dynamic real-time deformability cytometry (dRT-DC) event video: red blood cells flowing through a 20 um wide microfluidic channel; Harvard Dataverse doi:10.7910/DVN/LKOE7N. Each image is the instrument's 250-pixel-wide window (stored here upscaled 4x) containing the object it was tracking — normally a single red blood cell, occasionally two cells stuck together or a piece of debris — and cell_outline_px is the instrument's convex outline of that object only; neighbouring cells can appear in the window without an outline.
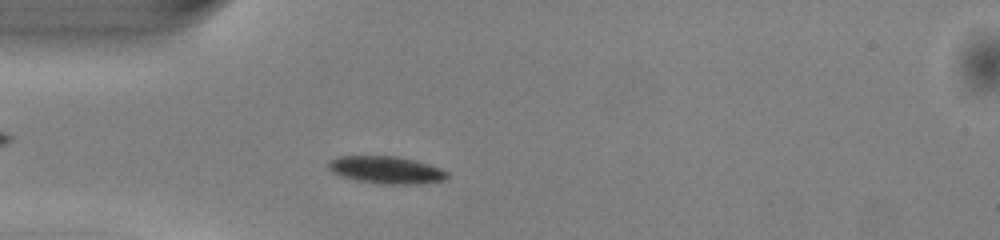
{"species": "common noctule bat (a hibernating species)", "species_latin": "Nyctalus noctula", "temperature_condition": "warm", "stored_images_in_passage": 44, "camera_frame_rate_fps": 3000, "um_per_image_px": 0.085, "animal": {"sex": "male", "body_mass_g": 13.0, "forearm_length_mm": 53.1}, "frame": {"image": 1, "passage_image": 8, "time_ms": 2.333, "image_size_px": [1000, 240], "cell_outline_px": [[448, 176], [444, 180], [420, 184], [380, 184], [356, 180], [340, 176], [332, 172], [328, 168], [328, 160], [340, 156], [396, 156], [416, 160], [440, 168], [448, 172]], "centroid_in_image_um": [32.82, 14.44], "position_along_channel_um": 52.2, "area_um2": 19.07}}
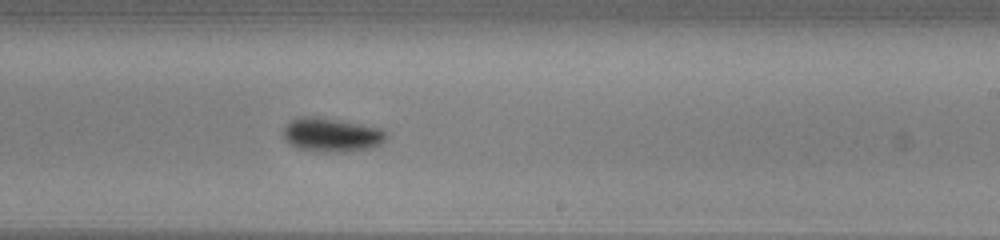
{"frame": {"image": 2, "passage_image": 24, "time_ms": 7.667, "image_size_px": [1000, 240], "cell_outline_px": [[388, 136], [384, 144], [372, 148], [348, 152], [320, 152], [296, 148], [284, 140], [284, 128], [292, 120], [300, 116], [316, 116], [340, 120], [384, 128], [388, 132]], "centroid_in_image_um": [28.26, 11.47], "position_along_channel_um": 260.7, "area_um2": 20.92}}
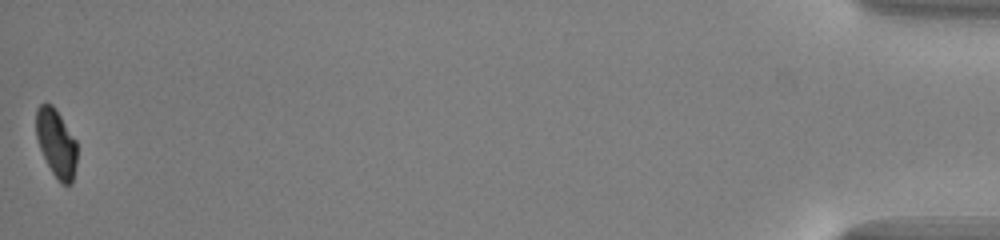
{"frame": {"image": 3, "passage_image": 44, "time_ms": 14.333, "image_size_px": [1000, 240], "cell_outline_px": [[76, 164], [72, 184], [60, 184], [52, 172], [40, 148], [36, 136], [36, 108], [40, 104], [52, 104], [76, 140]], "centroid_in_image_um": [4.78, 12.18], "position_along_channel_um": 430.4, "area_um2": 16.01}, "authors_computed_cell_mechanics": {"area_um2": 18.5249, "velocity_mm_per_s": 4.0813, "shape_relaxation_time_tau1_ms": 1.8628, "shape_relaxation_time_tau2_ms": null, "deformation_change_tau1": 0.0842, "deformation_change_tau2": null}}